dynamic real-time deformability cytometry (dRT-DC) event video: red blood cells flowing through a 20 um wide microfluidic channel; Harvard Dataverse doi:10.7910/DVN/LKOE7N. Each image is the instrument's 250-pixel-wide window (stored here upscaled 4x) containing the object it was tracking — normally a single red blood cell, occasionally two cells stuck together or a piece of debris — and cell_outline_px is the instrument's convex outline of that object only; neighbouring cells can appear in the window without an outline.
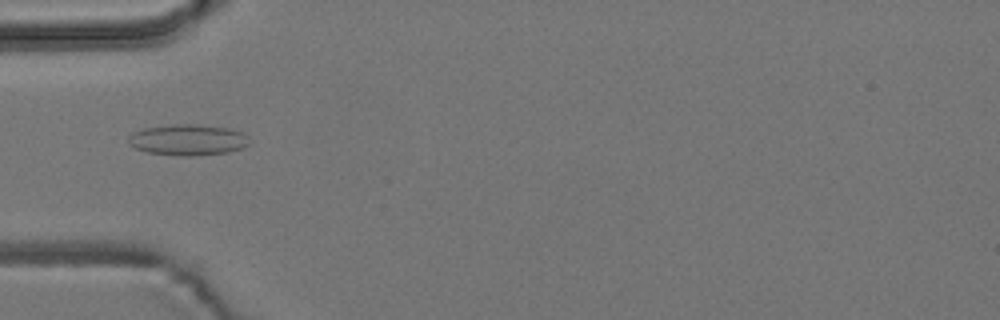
{"species": "common noctule bat (a hibernating species)", "species_latin": "Nyctalus noctula", "temperature_condition": "room temperature", "stored_images_in_passage": 53, "camera_frame_rate_fps": 3000, "um_per_image_px": 0.085, "animal": {"sex": "male", "body_mass_g": 19.2, "forearm_length_mm": 51.8}, "frame": {"image": 1, "passage_image": 17, "time_ms": 5.333, "image_size_px": [1000, 320], "cell_outline_px": [[252, 140], [248, 144], [240, 148], [228, 152], [192, 156], [184, 156], [148, 152], [136, 148], [128, 144], [128, 136], [132, 132], [144, 128], [172, 124], [192, 124], [228, 128], [244, 132]], "centroid_in_image_um": [15.98, 11.88], "position_along_channel_um": 69.0, "area_um2": 21.91}}
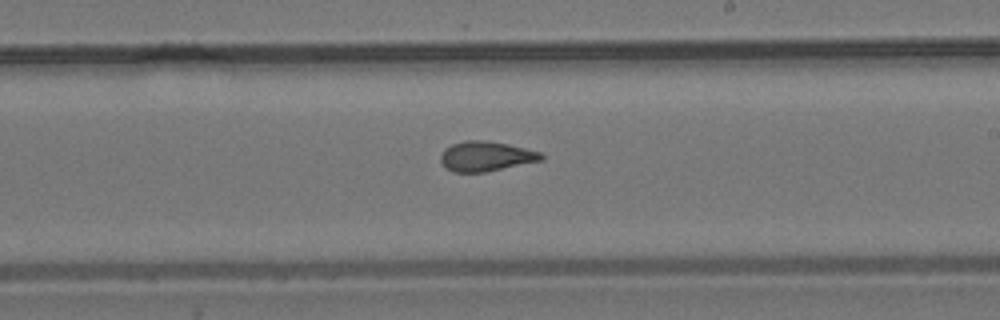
{"frame": {"image": 2, "passage_image": 31, "time_ms": 10.0, "image_size_px": [1000, 320], "cell_outline_px": [[544, 160], [484, 172], [452, 172], [444, 168], [440, 160], [440, 156], [444, 148], [452, 144], [468, 140], [484, 140], [508, 144], [540, 152], [544, 156]], "centroid_in_image_um": [41.27, 13.29], "position_along_channel_um": 247.7, "area_um2": 17.57}}
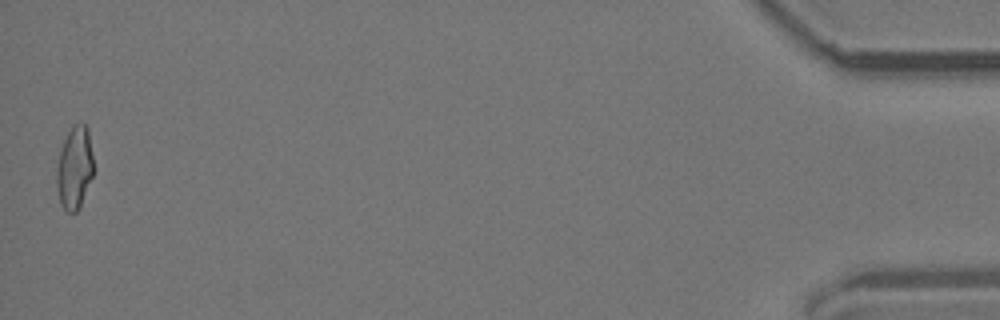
{"frame": {"image": 3, "passage_image": 53, "time_ms": 17.333, "image_size_px": [1000, 320], "cell_outline_px": [[92, 176], [80, 208], [76, 212], [68, 212], [60, 204], [56, 184], [56, 168], [60, 152], [64, 140], [72, 124], [80, 120], [88, 128], [92, 156]], "centroid_in_image_um": [6.32, 14.24], "position_along_channel_um": 428.9, "area_um2": 17.8}, "authors_computed_cell_mechanics": {"area_um2": 17.918, "velocity_mm_per_s": 3.8047, "shape_relaxation_time_tau1_ms": null, "shape_relaxation_time_tau2_ms": 1.7512, "deformation_change_tau1": null, "deformation_change_tau2": 0.0759}}